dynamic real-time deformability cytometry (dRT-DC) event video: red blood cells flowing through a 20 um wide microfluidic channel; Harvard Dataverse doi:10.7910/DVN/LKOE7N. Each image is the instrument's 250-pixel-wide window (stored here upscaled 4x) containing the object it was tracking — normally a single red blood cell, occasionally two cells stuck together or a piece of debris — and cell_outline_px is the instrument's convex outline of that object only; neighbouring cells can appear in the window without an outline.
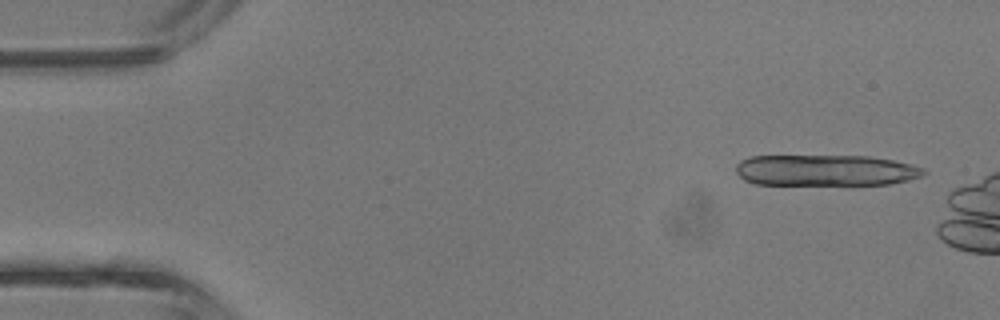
{"species": "common noctule bat (a hibernating species)", "species_latin": "Nyctalus noctula", "temperature_condition": "room temperature", "stored_images_in_passage": 10, "camera_frame_rate_fps": 3000, "um_per_image_px": 0.085, "animal": {"sex": "male", "body_mass_g": 13.3}, "frame": {"image": 1, "passage_image": 2, "time_ms": 0.333, "image_size_px": [1000, 320], "cell_outline_px": [[928, 172], [924, 176], [908, 180], [888, 184], [756, 184], [744, 180], [736, 172], [736, 164], [740, 160], [748, 156], [868, 156], [892, 160], [924, 168]], "centroid_in_image_um": [70.16, 14.47], "position_along_channel_um": 14.8, "area_um2": 34.04}}